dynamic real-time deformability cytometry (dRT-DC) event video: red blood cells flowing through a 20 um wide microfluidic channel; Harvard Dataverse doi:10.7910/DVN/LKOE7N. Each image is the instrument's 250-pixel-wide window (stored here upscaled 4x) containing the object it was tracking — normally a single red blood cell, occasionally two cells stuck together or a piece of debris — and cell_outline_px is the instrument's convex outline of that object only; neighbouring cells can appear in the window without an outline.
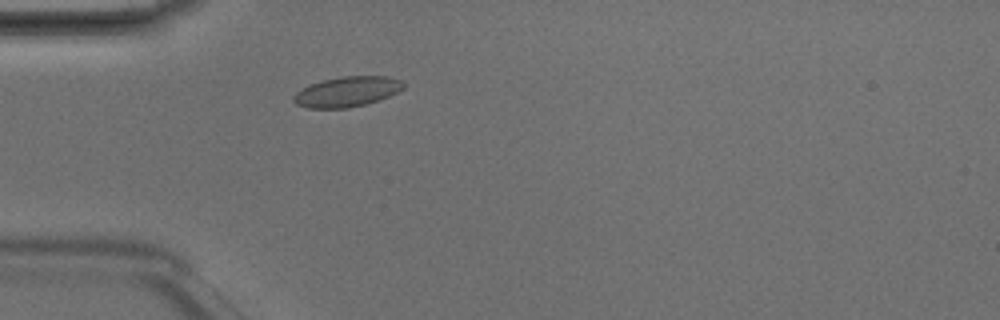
{"species": "Egyptian fruit bat (a non-hibernating species)", "species_latin": "Rousettus aegyptiacus", "temperature_condition": "room temperature", "stored_images_in_passage": 1, "camera_frame_rate_fps": 3000, "um_per_image_px": 0.085, "animal": {"sex": "male"}, "frame": {"image": 1, "passage_image": 1, "time_ms": 0.0, "image_size_px": [1000, 320], "cell_outline_px": [[404, 88], [380, 100], [364, 104], [344, 108], [308, 108], [296, 104], [292, 100], [292, 96], [296, 92], [312, 84], [324, 80], [340, 76], [388, 76], [400, 80], [404, 84]], "centroid_in_image_um": [29.49, 7.79], "position_along_channel_um": 55.5, "area_um2": 19.13}}